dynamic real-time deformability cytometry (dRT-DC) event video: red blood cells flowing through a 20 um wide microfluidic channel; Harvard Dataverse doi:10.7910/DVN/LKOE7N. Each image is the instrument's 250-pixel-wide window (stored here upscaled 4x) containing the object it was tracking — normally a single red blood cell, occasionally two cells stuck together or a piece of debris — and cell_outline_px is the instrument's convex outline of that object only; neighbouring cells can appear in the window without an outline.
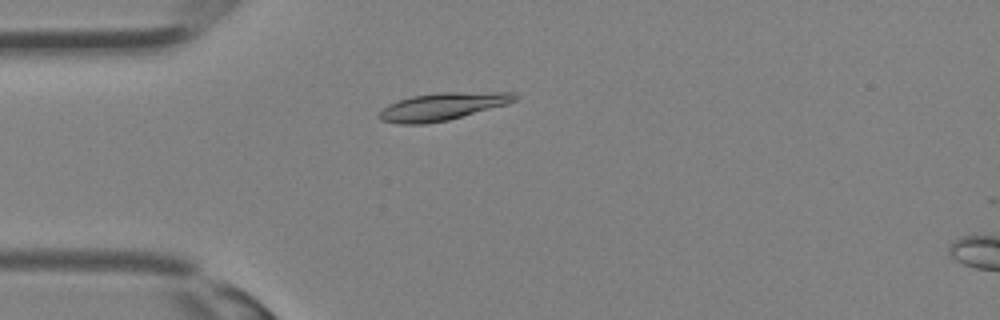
{"species": "Egyptian fruit bat (a non-hibernating species)", "species_latin": "Rousettus aegyptiacus", "temperature_condition": "room temperature", "stored_images_in_passage": 33, "camera_frame_rate_fps": 3000, "um_per_image_px": 0.085, "animal": {"sex": "female"}, "frame": {"image": 1, "passage_image": 9, "time_ms": 2.667, "image_size_px": [1000, 320], "cell_outline_px": [[516, 100], [508, 104], [448, 120], [424, 124], [400, 124], [380, 120], [376, 116], [388, 104], [412, 96], [440, 92], [516, 92]], "centroid_in_image_um": [37.61, 9.05], "position_along_channel_um": 47.4, "area_um2": 21.73}}
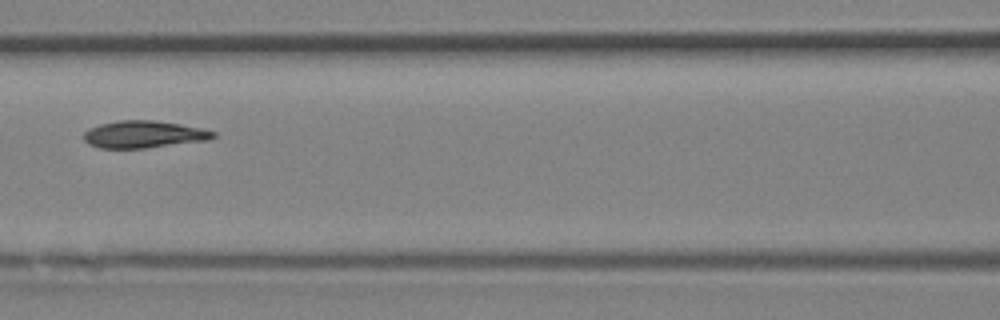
{"frame": {"image": 2, "passage_image": 15, "time_ms": 4.667, "image_size_px": [1000, 320], "cell_outline_px": [[216, 136], [208, 140], [144, 148], [100, 148], [88, 144], [84, 140], [84, 132], [88, 128], [100, 124], [116, 120], [156, 120], [180, 124], [200, 128], [216, 132]], "centroid_in_image_um": [12.19, 11.41], "position_along_channel_um": 154.4, "area_um2": 20.52}}
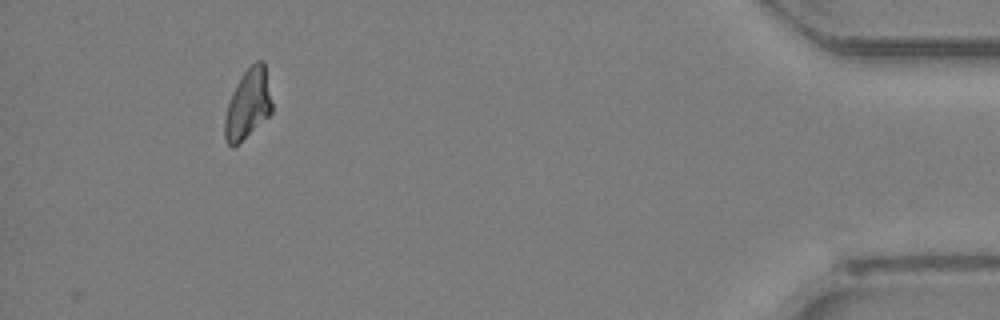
{"frame": {"image": 3, "passage_image": 31, "time_ms": 10.0, "image_size_px": [1000, 320], "cell_outline_px": [[272, 112], [268, 116], [232, 148], [224, 140], [224, 120], [228, 104], [232, 92], [236, 84], [244, 72], [256, 60], [264, 60], [272, 104]], "centroid_in_image_um": [21.06, 8.83], "position_along_channel_um": 414.1, "area_um2": 18.9}}